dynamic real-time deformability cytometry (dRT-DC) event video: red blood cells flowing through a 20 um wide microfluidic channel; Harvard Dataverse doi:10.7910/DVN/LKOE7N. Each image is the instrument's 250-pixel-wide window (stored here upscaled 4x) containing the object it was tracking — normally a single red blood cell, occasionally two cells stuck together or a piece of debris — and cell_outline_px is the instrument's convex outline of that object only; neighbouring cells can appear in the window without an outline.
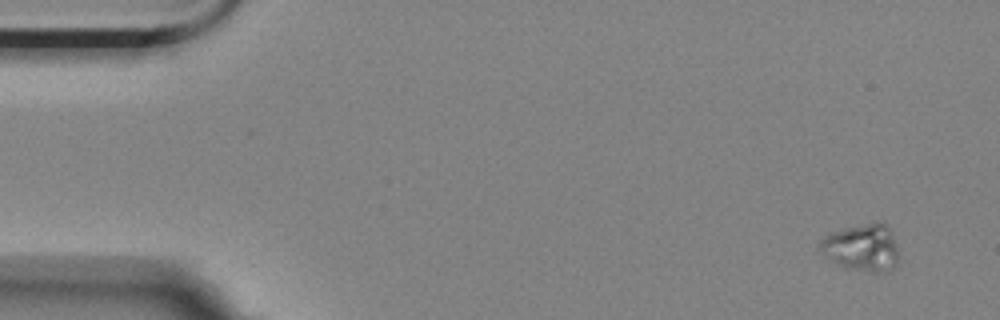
{"species": "Egyptian fruit bat (a non-hibernating species)", "species_latin": "Rousettus aegyptiacus", "temperature_condition": "room temperature", "stored_images_in_passage": 10, "camera_frame_rate_fps": 3000, "um_per_image_px": 0.085, "animal": {"sex": "female"}, "frame": {"image": 1, "passage_image": 1, "time_ms": 0.0, "image_size_px": [1000, 320], "cell_outline_px": [[896, 264], [888, 272], [872, 272], [844, 268], [824, 256], [820, 248], [820, 240], [824, 236], [832, 232], [848, 228], [868, 224], [888, 224], [896, 244]], "centroid_in_image_um": [73.24, 21.08], "position_along_channel_um": 11.8, "area_um2": 21.15}}
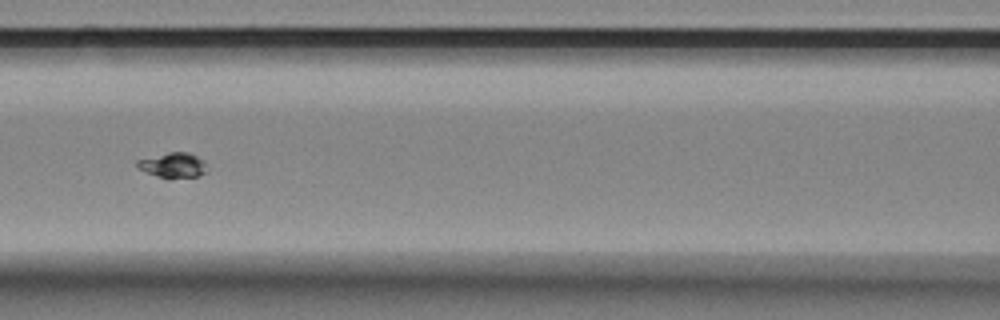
{"frame": {"image": 2, "passage_image": 7, "time_ms": 2.0, "image_size_px": [1000, 320], "cell_outline_px": [[208, 172], [196, 176], [168, 180], [148, 172], [140, 168], [136, 164], [136, 160], [168, 152], [188, 152], [204, 160]], "centroid_in_image_um": [14.75, 14.05], "position_along_channel_um": 151.9, "area_um2": 10.29}}
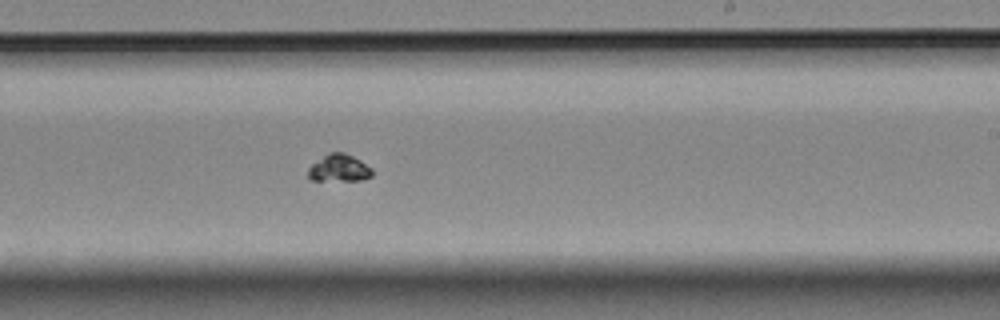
{"frame": {"image": 3, "passage_image": 10, "time_ms": 3.0, "image_size_px": [1000, 320], "cell_outline_px": [[372, 176], [360, 180], [308, 180], [308, 168], [312, 164], [328, 152], [344, 152], [360, 160], [372, 168]], "centroid_in_image_um": [28.8, 14.28], "position_along_channel_um": 260.2, "area_um2": 10.17}}